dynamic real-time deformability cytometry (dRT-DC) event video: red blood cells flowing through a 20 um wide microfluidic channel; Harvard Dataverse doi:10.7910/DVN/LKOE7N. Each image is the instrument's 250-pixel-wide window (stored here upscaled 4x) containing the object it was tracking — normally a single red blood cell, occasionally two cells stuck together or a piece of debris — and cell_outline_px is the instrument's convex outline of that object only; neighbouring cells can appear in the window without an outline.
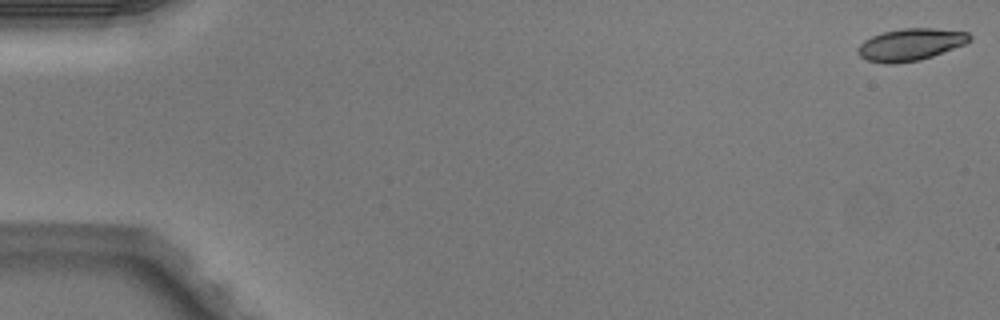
{"species": "Egyptian fruit bat (a non-hibernating species)", "species_latin": "Rousettus aegyptiacus", "temperature_condition": "warm", "stored_images_in_passage": 51, "camera_frame_rate_fps": 3000, "um_per_image_px": 0.085, "animal": {"sex": "male"}, "frame": {"image": 1, "passage_image": 1, "time_ms": 0.0, "image_size_px": [1000, 320], "cell_outline_px": [[972, 40], [964, 44], [932, 56], [920, 60], [896, 64], [884, 64], [868, 60], [860, 56], [856, 48], [864, 40], [872, 36], [884, 32], [904, 28], [932, 28], [968, 32], [972, 36]], "centroid_in_image_um": [77.39, 3.79], "position_along_channel_um": 7.6, "area_um2": 20.87}}
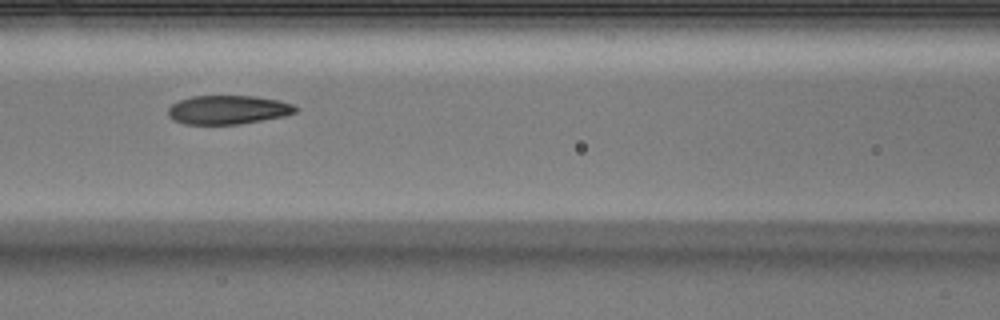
{"frame": {"image": 2, "passage_image": 23, "time_ms": 7.333, "image_size_px": [1000, 320], "cell_outline_px": [[300, 108], [296, 112], [284, 116], [240, 124], [184, 124], [172, 120], [168, 116], [168, 108], [172, 104], [180, 100], [192, 96], [256, 96], [276, 100], [292, 104]], "centroid_in_image_um": [19.36, 9.33], "position_along_channel_um": 147.2, "area_um2": 21.44}}
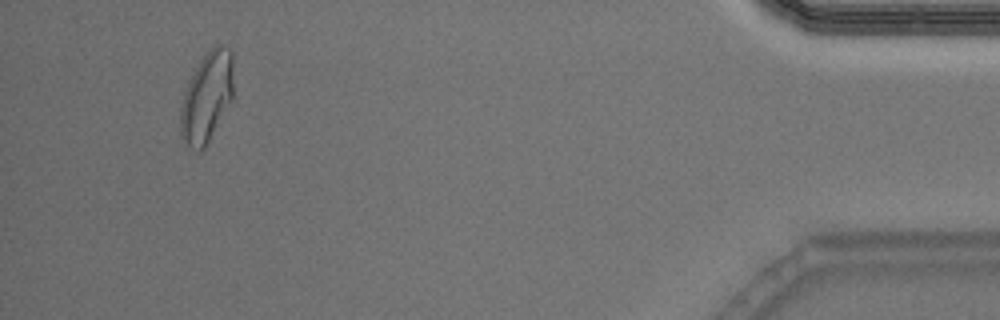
{"frame": {"image": 3, "passage_image": 48, "time_ms": 15.667, "image_size_px": [1000, 320], "cell_outline_px": [[232, 100], [204, 148], [200, 152], [196, 152], [180, 136], [180, 104], [188, 80], [200, 60], [212, 48], [220, 44], [232, 48]], "centroid_in_image_um": [17.56, 8.25], "position_along_channel_um": 417.6, "area_um2": 27.74}, "authors_computed_cell_mechanics": {"area_um2": 22.0218, "velocity_mm_per_s": 4.0488, "shape_relaxation_time_tau1_ms": 5.897, "shape_relaxation_time_tau2_ms": 1.9789, "deformation_change_tau1": 0.1885, "deformation_change_tau2": 0.0776}}